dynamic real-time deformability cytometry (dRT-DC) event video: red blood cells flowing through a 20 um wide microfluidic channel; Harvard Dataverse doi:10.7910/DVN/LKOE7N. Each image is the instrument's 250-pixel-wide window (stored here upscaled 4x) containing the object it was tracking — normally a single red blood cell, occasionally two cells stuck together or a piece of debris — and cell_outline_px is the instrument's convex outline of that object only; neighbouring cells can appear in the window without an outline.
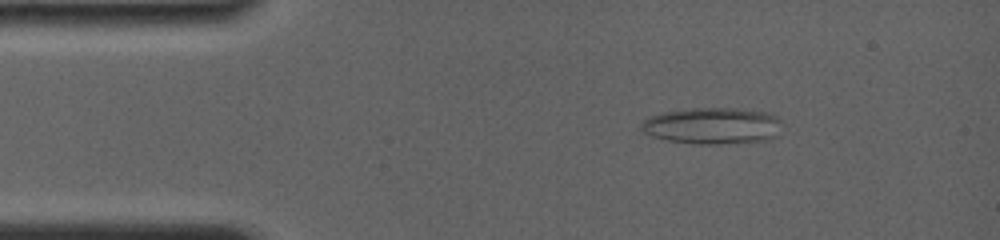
{"species": "common noctule bat (a hibernating species)", "species_latin": "Nyctalus noctula", "temperature_condition": "room temperature", "stored_images_in_passage": 63, "camera_frame_rate_fps": 4000, "um_per_image_px": 0.085, "animal": {"sex": "female", "body_mass_g": 19.0, "forearm_length_mm": 56.7}, "frame": {"image": 1, "passage_image": 9, "time_ms": 2.0, "image_size_px": [1000, 240], "cell_outline_px": [[784, 124], [776, 136], [768, 140], [720, 144], [692, 144], [668, 140], [652, 136], [644, 132], [640, 128], [640, 124], [644, 120], [652, 116], [664, 112], [692, 108], [736, 108], [772, 112]], "centroid_in_image_um": [60.62, 10.69], "position_along_channel_um": 24.4, "area_um2": 30.29}}
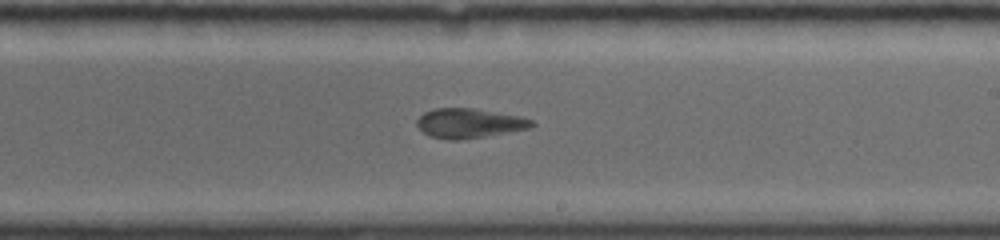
{"frame": {"image": 2, "passage_image": 38, "time_ms": 9.25, "image_size_px": [1000, 240], "cell_outline_px": [[536, 124], [532, 128], [464, 140], [448, 140], [428, 136], [416, 124], [416, 120], [424, 112], [432, 108], [476, 108], [520, 116], [532, 120]], "centroid_in_image_um": [39.89, 10.48], "position_along_channel_um": 249.1, "area_um2": 20.11}}
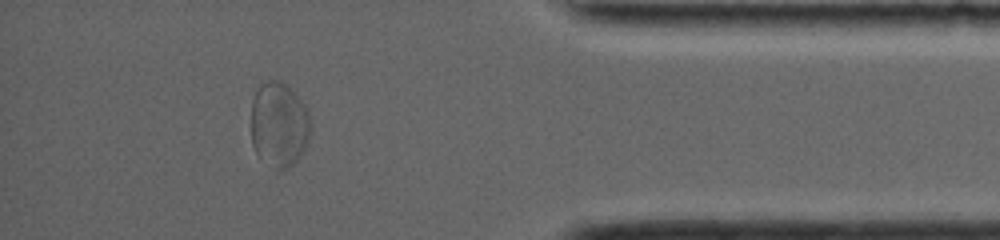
{"frame": {"image": 3, "passage_image": 57, "time_ms": 14.0, "image_size_px": [1000, 240], "cell_outline_px": [[308, 144], [300, 156], [288, 168], [276, 168], [260, 160], [256, 156], [252, 144], [252, 100], [260, 84], [268, 80], [280, 80], [288, 84], [308, 108]], "centroid_in_image_um": [23.7, 10.57], "position_along_channel_um": 411.5, "area_um2": 29.54}}